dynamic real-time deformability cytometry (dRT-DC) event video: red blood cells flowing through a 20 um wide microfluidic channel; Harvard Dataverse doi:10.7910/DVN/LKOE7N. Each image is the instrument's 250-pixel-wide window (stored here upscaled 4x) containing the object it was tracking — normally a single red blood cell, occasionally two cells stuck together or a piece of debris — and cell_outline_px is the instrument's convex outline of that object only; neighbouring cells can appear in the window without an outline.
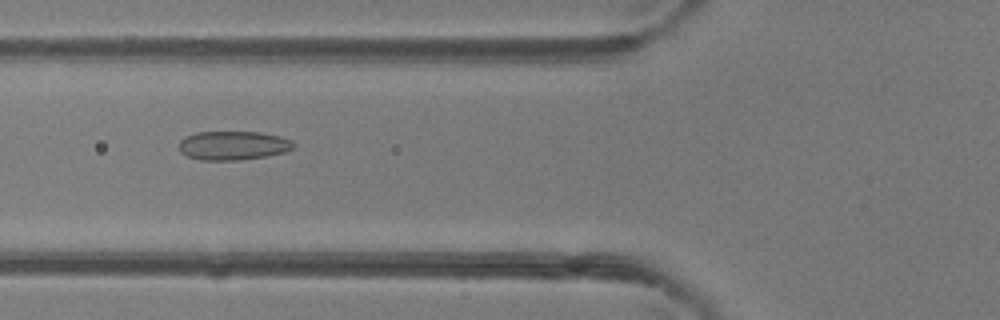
{"species": "common noctule bat (a hibernating species)", "species_latin": "Nyctalus noctula", "temperature_condition": "room temperature", "stored_images_in_passage": 33, "camera_frame_rate_fps": 3000, "um_per_image_px": 0.085, "animal": {"sex": "female"}, "frame": {"image": 1, "passage_image": 4, "time_ms": 1.0, "image_size_px": [1000, 320], "cell_outline_px": [[296, 144], [292, 148], [284, 152], [268, 156], [240, 160], [200, 160], [188, 156], [180, 152], [180, 140], [184, 136], [196, 132], [260, 132], [280, 136], [292, 140]], "centroid_in_image_um": [19.82, 12.36], "position_along_channel_um": 106.0, "area_um2": 19.42}}
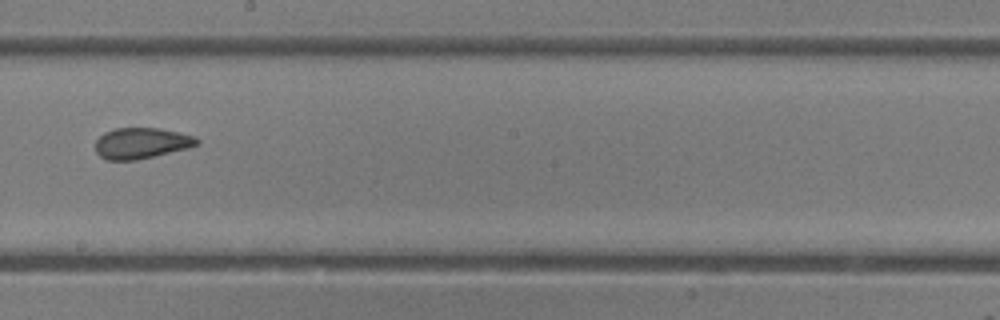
{"frame": {"image": 2, "passage_image": 13, "time_ms": 4.0, "image_size_px": [1000, 320], "cell_outline_px": [[200, 144], [188, 148], [136, 160], [104, 160], [96, 152], [96, 140], [104, 132], [116, 128], [160, 128], [180, 132], [196, 136], [200, 140]], "centroid_in_image_um": [12.04, 12.16], "position_along_channel_um": 236.2, "area_um2": 18.44}}
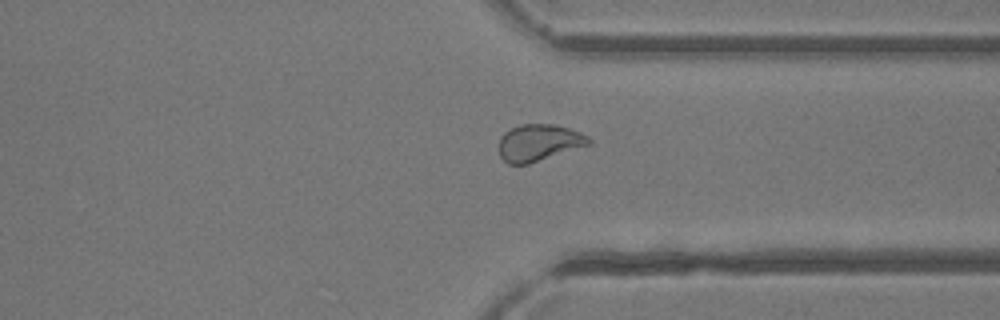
{"frame": {"image": 3, "passage_image": 22, "time_ms": 7.0, "image_size_px": [1000, 320], "cell_outline_px": [[592, 144], [528, 164], [508, 164], [500, 156], [500, 136], [504, 132], [520, 124], [552, 124], [568, 128], [580, 132], [588, 136], [592, 140]], "centroid_in_image_um": [45.82, 12.12], "position_along_channel_um": 365.6, "area_um2": 19.25}, "authors_computed_cell_mechanics": {"area_um2": 19.1896, "velocity_mm_per_s": 4.3384, "shape_relaxation_time_tau1_ms": 5.1596, "shape_relaxation_time_tau2_ms": 1.2835, "deformation_change_tau1": 0.1099, "deformation_change_tau2": 0.0642}}